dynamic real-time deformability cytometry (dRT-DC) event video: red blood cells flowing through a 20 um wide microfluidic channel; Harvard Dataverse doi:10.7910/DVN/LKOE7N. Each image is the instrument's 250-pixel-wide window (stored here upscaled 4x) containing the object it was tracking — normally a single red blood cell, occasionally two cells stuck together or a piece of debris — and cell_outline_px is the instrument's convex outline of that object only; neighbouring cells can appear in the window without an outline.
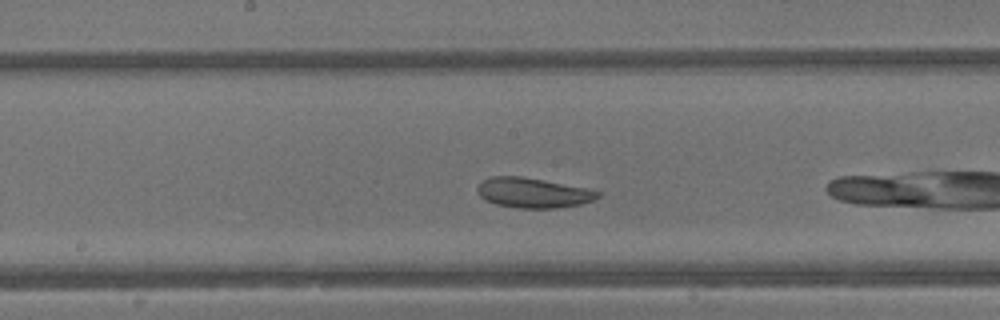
{"species": "common noctule bat (a hibernating species)", "species_latin": "Nyctalus noctula", "temperature_condition": "warm", "stored_images_in_passage": 31, "camera_frame_rate_fps": 3000, "um_per_image_px": 0.085, "animal": {"sex": "male", "body_mass_g": 13.3}, "frame": {"image": 1, "passage_image": 14, "time_ms": 4.333, "image_size_px": [1000, 320], "cell_outline_px": [[600, 196], [592, 200], [580, 204], [556, 208], [516, 208], [496, 204], [484, 200], [480, 196], [476, 188], [480, 180], [492, 176], [520, 176], [544, 180], [588, 188], [600, 192]], "centroid_in_image_um": [45.26, 16.38], "position_along_channel_um": 202.9, "area_um2": 21.15}, "authors_computed_cell_mechanics": {"area_um2": 22.3108, "velocity_mm_per_s": 4.8197, "shape_relaxation_time_tau1_ms": 1.6881, "shape_relaxation_time_tau2_ms": 2.2112, "deformation_change_tau1": 0.0643, "deformation_change_tau2": 0.0756}}